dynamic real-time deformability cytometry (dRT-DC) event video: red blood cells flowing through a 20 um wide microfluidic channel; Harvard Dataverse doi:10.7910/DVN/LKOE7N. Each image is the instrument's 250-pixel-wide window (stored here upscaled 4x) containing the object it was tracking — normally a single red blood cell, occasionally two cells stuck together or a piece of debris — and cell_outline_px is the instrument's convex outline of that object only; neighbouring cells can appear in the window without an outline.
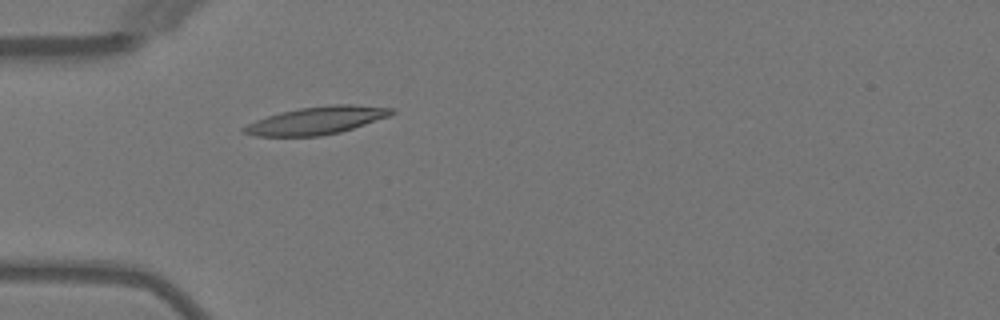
{"species": "Egyptian fruit bat (a non-hibernating species)", "species_latin": "Rousettus aegyptiacus", "temperature_condition": "warm", "stored_images_in_passage": 4, "camera_frame_rate_fps": 3000, "um_per_image_px": 0.085, "animal": {"sex": "female"}, "frame": {"image": 1, "passage_image": 4, "time_ms": 4.667, "image_size_px": [1000, 320], "cell_outline_px": [[396, 112], [388, 116], [340, 132], [320, 136], [256, 136], [244, 132], [240, 128], [256, 120], [280, 112], [300, 108], [332, 104], [352, 104], [392, 108]], "centroid_in_image_um": [26.9, 10.23], "position_along_channel_um": 58.1, "area_um2": 23.52}}